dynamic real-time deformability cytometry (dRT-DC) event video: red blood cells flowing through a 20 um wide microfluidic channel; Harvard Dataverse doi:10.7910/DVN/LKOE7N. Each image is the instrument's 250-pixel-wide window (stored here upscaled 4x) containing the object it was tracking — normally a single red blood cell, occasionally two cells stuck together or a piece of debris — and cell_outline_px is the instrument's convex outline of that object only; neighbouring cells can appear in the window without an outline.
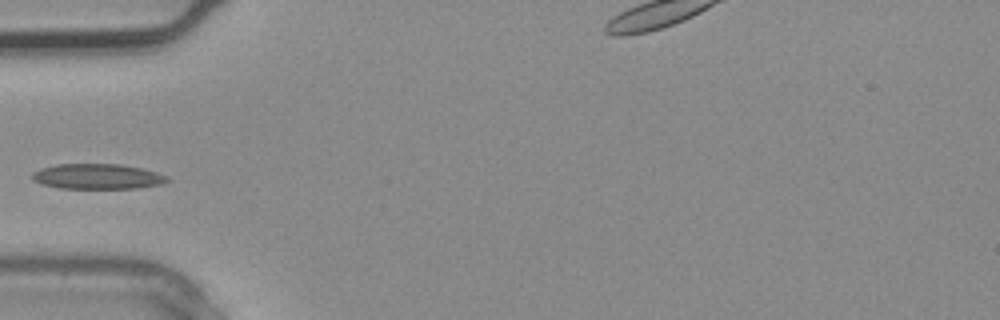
{"species": "common noctule bat (a hibernating species)", "species_latin": "Nyctalus noctula", "temperature_condition": "warm", "stored_images_in_passage": 3, "segment_of_instrument_passage": [1, 2], "camera_frame_rate_fps": 3000, "um_per_image_px": 0.085, "animal": {"sex": "male", "body_mass_g": 20.4}, "frame": {"image": 1, "passage_image": 2, "time_ms": 0.333, "image_size_px": [1000, 320], "cell_outline_px": [[172, 180], [160, 184], [136, 188], [60, 188], [44, 184], [32, 180], [32, 172], [40, 168], [56, 164], [120, 164], [144, 168], [168, 176]], "centroid_in_image_um": [8.3, 14.99], "position_along_channel_um": 76.7, "area_um2": 19.94}}